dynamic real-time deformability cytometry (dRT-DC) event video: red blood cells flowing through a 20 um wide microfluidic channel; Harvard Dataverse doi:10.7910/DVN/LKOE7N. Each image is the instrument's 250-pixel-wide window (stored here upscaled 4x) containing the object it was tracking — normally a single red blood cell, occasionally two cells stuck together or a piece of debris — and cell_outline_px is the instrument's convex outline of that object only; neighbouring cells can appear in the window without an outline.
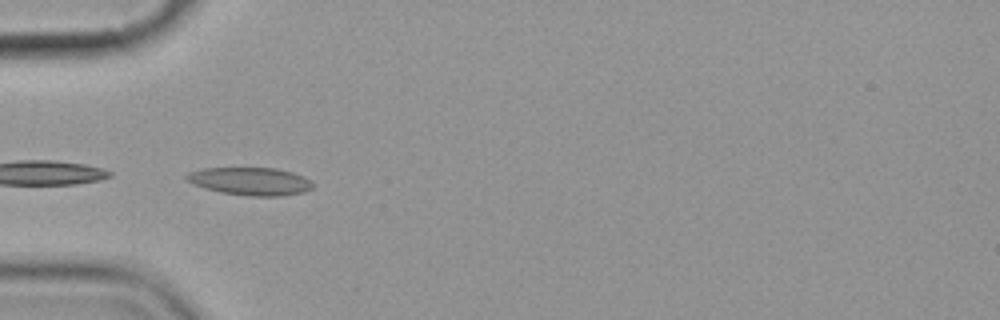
{"species": "common noctule bat (a hibernating species)", "species_latin": "Nyctalus noctula", "temperature_condition": "cold", "stored_images_in_passage": 8, "camera_frame_rate_fps": 3000, "um_per_image_px": 0.085, "animal": {"sex": "female", "body_mass_g": 19.9}, "frame": {"image": 1, "passage_image": 5, "time_ms": 4.667, "image_size_px": [1000, 320], "cell_outline_px": [[312, 188], [304, 192], [280, 196], [248, 196], [220, 192], [204, 188], [192, 184], [184, 176], [188, 172], [204, 168], [276, 168], [292, 172], [304, 176], [312, 180]], "centroid_in_image_um": [21.28, 15.41], "position_along_channel_um": 63.7, "area_um2": 20.58}}
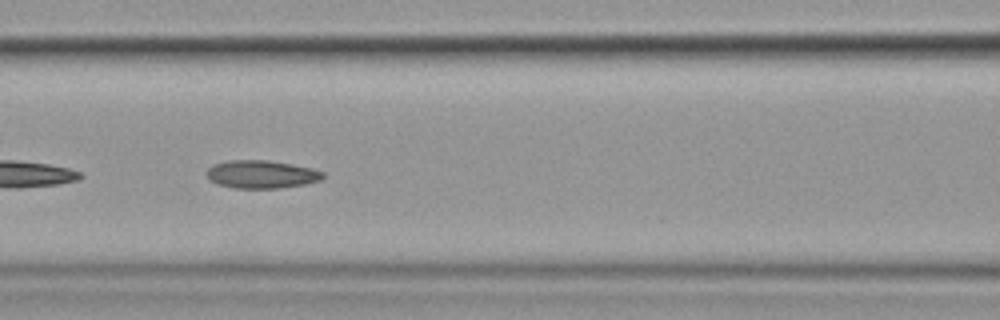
{"frame": {"image": 2, "passage_image": 7, "time_ms": 7.0, "image_size_px": [1000, 320], "cell_outline_px": [[324, 176], [320, 180], [304, 184], [280, 188], [236, 188], [216, 184], [208, 180], [208, 168], [212, 164], [228, 160], [268, 160], [292, 164], [312, 168], [324, 172]], "centroid_in_image_um": [22.21, 14.81], "position_along_channel_um": 144.4, "area_um2": 19.02}}
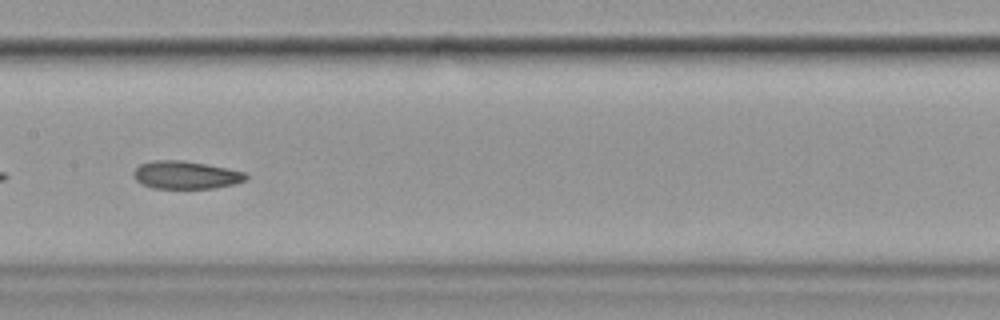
{"frame": {"image": 3, "passage_image": 8, "time_ms": 8.333, "image_size_px": [1000, 320], "cell_outline_px": [[248, 180], [236, 184], [212, 188], [152, 188], [136, 180], [132, 176], [132, 172], [140, 164], [152, 160], [184, 160], [228, 168], [244, 172], [248, 176]], "centroid_in_image_um": [15.8, 14.87], "position_along_channel_um": 191.6, "area_um2": 18.38}}